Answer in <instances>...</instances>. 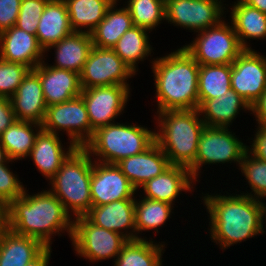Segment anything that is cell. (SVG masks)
Instances as JSON below:
<instances>
[{
	"label": "cell",
	"instance_id": "cell-9",
	"mask_svg": "<svg viewBox=\"0 0 266 266\" xmlns=\"http://www.w3.org/2000/svg\"><path fill=\"white\" fill-rule=\"evenodd\" d=\"M77 256L90 262L117 258L128 239L120 233L96 226L85 216L74 218L73 235L71 239Z\"/></svg>",
	"mask_w": 266,
	"mask_h": 266
},
{
	"label": "cell",
	"instance_id": "cell-37",
	"mask_svg": "<svg viewBox=\"0 0 266 266\" xmlns=\"http://www.w3.org/2000/svg\"><path fill=\"white\" fill-rule=\"evenodd\" d=\"M31 69L0 58V97L11 98Z\"/></svg>",
	"mask_w": 266,
	"mask_h": 266
},
{
	"label": "cell",
	"instance_id": "cell-4",
	"mask_svg": "<svg viewBox=\"0 0 266 266\" xmlns=\"http://www.w3.org/2000/svg\"><path fill=\"white\" fill-rule=\"evenodd\" d=\"M156 114L155 142L171 165L189 168L195 162L199 138L205 127L199 110L162 111Z\"/></svg>",
	"mask_w": 266,
	"mask_h": 266
},
{
	"label": "cell",
	"instance_id": "cell-12",
	"mask_svg": "<svg viewBox=\"0 0 266 266\" xmlns=\"http://www.w3.org/2000/svg\"><path fill=\"white\" fill-rule=\"evenodd\" d=\"M135 75L113 49L93 46L79 76L81 88L89 89L111 85L129 86L127 80Z\"/></svg>",
	"mask_w": 266,
	"mask_h": 266
},
{
	"label": "cell",
	"instance_id": "cell-16",
	"mask_svg": "<svg viewBox=\"0 0 266 266\" xmlns=\"http://www.w3.org/2000/svg\"><path fill=\"white\" fill-rule=\"evenodd\" d=\"M45 56L47 55L38 44L36 35L28 34L15 25L0 33L2 60L20 63L33 70L46 60Z\"/></svg>",
	"mask_w": 266,
	"mask_h": 266
},
{
	"label": "cell",
	"instance_id": "cell-41",
	"mask_svg": "<svg viewBox=\"0 0 266 266\" xmlns=\"http://www.w3.org/2000/svg\"><path fill=\"white\" fill-rule=\"evenodd\" d=\"M254 138H251L250 147L247 146V151L254 157L266 162V127L257 125Z\"/></svg>",
	"mask_w": 266,
	"mask_h": 266
},
{
	"label": "cell",
	"instance_id": "cell-34",
	"mask_svg": "<svg viewBox=\"0 0 266 266\" xmlns=\"http://www.w3.org/2000/svg\"><path fill=\"white\" fill-rule=\"evenodd\" d=\"M231 64L200 65L198 73L199 107L231 89Z\"/></svg>",
	"mask_w": 266,
	"mask_h": 266
},
{
	"label": "cell",
	"instance_id": "cell-19",
	"mask_svg": "<svg viewBox=\"0 0 266 266\" xmlns=\"http://www.w3.org/2000/svg\"><path fill=\"white\" fill-rule=\"evenodd\" d=\"M34 70L39 74L47 107L81 95L82 88L78 73L51 67L45 60Z\"/></svg>",
	"mask_w": 266,
	"mask_h": 266
},
{
	"label": "cell",
	"instance_id": "cell-40",
	"mask_svg": "<svg viewBox=\"0 0 266 266\" xmlns=\"http://www.w3.org/2000/svg\"><path fill=\"white\" fill-rule=\"evenodd\" d=\"M22 0H0V33L16 24Z\"/></svg>",
	"mask_w": 266,
	"mask_h": 266
},
{
	"label": "cell",
	"instance_id": "cell-30",
	"mask_svg": "<svg viewBox=\"0 0 266 266\" xmlns=\"http://www.w3.org/2000/svg\"><path fill=\"white\" fill-rule=\"evenodd\" d=\"M153 239L128 240L114 261V266H162L165 242Z\"/></svg>",
	"mask_w": 266,
	"mask_h": 266
},
{
	"label": "cell",
	"instance_id": "cell-26",
	"mask_svg": "<svg viewBox=\"0 0 266 266\" xmlns=\"http://www.w3.org/2000/svg\"><path fill=\"white\" fill-rule=\"evenodd\" d=\"M47 247L39 240L7 230L0 243V266H26Z\"/></svg>",
	"mask_w": 266,
	"mask_h": 266
},
{
	"label": "cell",
	"instance_id": "cell-2",
	"mask_svg": "<svg viewBox=\"0 0 266 266\" xmlns=\"http://www.w3.org/2000/svg\"><path fill=\"white\" fill-rule=\"evenodd\" d=\"M24 194L7 207L8 229L16 234L29 236L51 248L52 236L67 232L73 235L74 218L65 210L62 202L50 191ZM61 232V233H60Z\"/></svg>",
	"mask_w": 266,
	"mask_h": 266
},
{
	"label": "cell",
	"instance_id": "cell-23",
	"mask_svg": "<svg viewBox=\"0 0 266 266\" xmlns=\"http://www.w3.org/2000/svg\"><path fill=\"white\" fill-rule=\"evenodd\" d=\"M72 32L65 1L49 0L39 19L36 32L40 47L45 52Z\"/></svg>",
	"mask_w": 266,
	"mask_h": 266
},
{
	"label": "cell",
	"instance_id": "cell-42",
	"mask_svg": "<svg viewBox=\"0 0 266 266\" xmlns=\"http://www.w3.org/2000/svg\"><path fill=\"white\" fill-rule=\"evenodd\" d=\"M16 120L10 98L0 97V135Z\"/></svg>",
	"mask_w": 266,
	"mask_h": 266
},
{
	"label": "cell",
	"instance_id": "cell-1",
	"mask_svg": "<svg viewBox=\"0 0 266 266\" xmlns=\"http://www.w3.org/2000/svg\"><path fill=\"white\" fill-rule=\"evenodd\" d=\"M201 197L210 229V239L221 250L264 234L260 200L243 194H203Z\"/></svg>",
	"mask_w": 266,
	"mask_h": 266
},
{
	"label": "cell",
	"instance_id": "cell-45",
	"mask_svg": "<svg viewBox=\"0 0 266 266\" xmlns=\"http://www.w3.org/2000/svg\"><path fill=\"white\" fill-rule=\"evenodd\" d=\"M8 230V215L6 207L0 206V243L3 234Z\"/></svg>",
	"mask_w": 266,
	"mask_h": 266
},
{
	"label": "cell",
	"instance_id": "cell-24",
	"mask_svg": "<svg viewBox=\"0 0 266 266\" xmlns=\"http://www.w3.org/2000/svg\"><path fill=\"white\" fill-rule=\"evenodd\" d=\"M92 47L90 33L73 31L58 43L50 46L45 54L54 49L55 63L49 66L73 71L80 75Z\"/></svg>",
	"mask_w": 266,
	"mask_h": 266
},
{
	"label": "cell",
	"instance_id": "cell-31",
	"mask_svg": "<svg viewBox=\"0 0 266 266\" xmlns=\"http://www.w3.org/2000/svg\"><path fill=\"white\" fill-rule=\"evenodd\" d=\"M73 31L91 33L116 0H64ZM84 28V30H83Z\"/></svg>",
	"mask_w": 266,
	"mask_h": 266
},
{
	"label": "cell",
	"instance_id": "cell-15",
	"mask_svg": "<svg viewBox=\"0 0 266 266\" xmlns=\"http://www.w3.org/2000/svg\"><path fill=\"white\" fill-rule=\"evenodd\" d=\"M90 192L92 206H102L123 199H135L137 190L116 164L93 160Z\"/></svg>",
	"mask_w": 266,
	"mask_h": 266
},
{
	"label": "cell",
	"instance_id": "cell-43",
	"mask_svg": "<svg viewBox=\"0 0 266 266\" xmlns=\"http://www.w3.org/2000/svg\"><path fill=\"white\" fill-rule=\"evenodd\" d=\"M251 114L255 117L258 125L266 127V90L261 97L251 106Z\"/></svg>",
	"mask_w": 266,
	"mask_h": 266
},
{
	"label": "cell",
	"instance_id": "cell-32",
	"mask_svg": "<svg viewBox=\"0 0 266 266\" xmlns=\"http://www.w3.org/2000/svg\"><path fill=\"white\" fill-rule=\"evenodd\" d=\"M149 30L133 26L127 30L112 48L115 53L138 74V64L144 61L146 57L151 56L153 50L149 42Z\"/></svg>",
	"mask_w": 266,
	"mask_h": 266
},
{
	"label": "cell",
	"instance_id": "cell-38",
	"mask_svg": "<svg viewBox=\"0 0 266 266\" xmlns=\"http://www.w3.org/2000/svg\"><path fill=\"white\" fill-rule=\"evenodd\" d=\"M7 164L9 163L0 164V206L3 207L20 198L27 189Z\"/></svg>",
	"mask_w": 266,
	"mask_h": 266
},
{
	"label": "cell",
	"instance_id": "cell-5",
	"mask_svg": "<svg viewBox=\"0 0 266 266\" xmlns=\"http://www.w3.org/2000/svg\"><path fill=\"white\" fill-rule=\"evenodd\" d=\"M92 166L93 158L87 150L84 147H76L49 181V190L74 218L84 216L92 207Z\"/></svg>",
	"mask_w": 266,
	"mask_h": 266
},
{
	"label": "cell",
	"instance_id": "cell-47",
	"mask_svg": "<svg viewBox=\"0 0 266 266\" xmlns=\"http://www.w3.org/2000/svg\"><path fill=\"white\" fill-rule=\"evenodd\" d=\"M10 162L12 164V162L14 161L9 159L7 152L5 151L2 144L0 143V164L10 163Z\"/></svg>",
	"mask_w": 266,
	"mask_h": 266
},
{
	"label": "cell",
	"instance_id": "cell-17",
	"mask_svg": "<svg viewBox=\"0 0 266 266\" xmlns=\"http://www.w3.org/2000/svg\"><path fill=\"white\" fill-rule=\"evenodd\" d=\"M84 216L96 226L120 233L128 240H136L135 199L92 206Z\"/></svg>",
	"mask_w": 266,
	"mask_h": 266
},
{
	"label": "cell",
	"instance_id": "cell-11",
	"mask_svg": "<svg viewBox=\"0 0 266 266\" xmlns=\"http://www.w3.org/2000/svg\"><path fill=\"white\" fill-rule=\"evenodd\" d=\"M223 0H165V20L192 32L219 24L227 10ZM224 6V7H223Z\"/></svg>",
	"mask_w": 266,
	"mask_h": 266
},
{
	"label": "cell",
	"instance_id": "cell-28",
	"mask_svg": "<svg viewBox=\"0 0 266 266\" xmlns=\"http://www.w3.org/2000/svg\"><path fill=\"white\" fill-rule=\"evenodd\" d=\"M118 1L113 2L104 19L90 33L93 46L112 49L120 37L134 26L129 10L126 7L117 8Z\"/></svg>",
	"mask_w": 266,
	"mask_h": 266
},
{
	"label": "cell",
	"instance_id": "cell-13",
	"mask_svg": "<svg viewBox=\"0 0 266 266\" xmlns=\"http://www.w3.org/2000/svg\"><path fill=\"white\" fill-rule=\"evenodd\" d=\"M130 86L111 85L82 89L91 129L115 123L118 115L124 113L130 97Z\"/></svg>",
	"mask_w": 266,
	"mask_h": 266
},
{
	"label": "cell",
	"instance_id": "cell-36",
	"mask_svg": "<svg viewBox=\"0 0 266 266\" xmlns=\"http://www.w3.org/2000/svg\"><path fill=\"white\" fill-rule=\"evenodd\" d=\"M239 170L244 175L248 183L250 193L243 192L240 194L248 195L258 200L266 198V162L252 156L248 151L244 154Z\"/></svg>",
	"mask_w": 266,
	"mask_h": 266
},
{
	"label": "cell",
	"instance_id": "cell-29",
	"mask_svg": "<svg viewBox=\"0 0 266 266\" xmlns=\"http://www.w3.org/2000/svg\"><path fill=\"white\" fill-rule=\"evenodd\" d=\"M42 125L22 120H15L0 135V143L12 161H19L29 156Z\"/></svg>",
	"mask_w": 266,
	"mask_h": 266
},
{
	"label": "cell",
	"instance_id": "cell-22",
	"mask_svg": "<svg viewBox=\"0 0 266 266\" xmlns=\"http://www.w3.org/2000/svg\"><path fill=\"white\" fill-rule=\"evenodd\" d=\"M67 151L59 135L41 130L28 157L33 160L38 171L50 180L60 169L62 162L70 155L76 146L68 142Z\"/></svg>",
	"mask_w": 266,
	"mask_h": 266
},
{
	"label": "cell",
	"instance_id": "cell-48",
	"mask_svg": "<svg viewBox=\"0 0 266 266\" xmlns=\"http://www.w3.org/2000/svg\"><path fill=\"white\" fill-rule=\"evenodd\" d=\"M260 202H261V205H262V219H263V231H264V223H265L264 221L266 220V203L264 202V199L260 200Z\"/></svg>",
	"mask_w": 266,
	"mask_h": 266
},
{
	"label": "cell",
	"instance_id": "cell-7",
	"mask_svg": "<svg viewBox=\"0 0 266 266\" xmlns=\"http://www.w3.org/2000/svg\"><path fill=\"white\" fill-rule=\"evenodd\" d=\"M225 19L219 24L197 32V37L182 47L199 65L232 64L245 50L235 30Z\"/></svg>",
	"mask_w": 266,
	"mask_h": 266
},
{
	"label": "cell",
	"instance_id": "cell-46",
	"mask_svg": "<svg viewBox=\"0 0 266 266\" xmlns=\"http://www.w3.org/2000/svg\"><path fill=\"white\" fill-rule=\"evenodd\" d=\"M241 1L266 14V0H241Z\"/></svg>",
	"mask_w": 266,
	"mask_h": 266
},
{
	"label": "cell",
	"instance_id": "cell-27",
	"mask_svg": "<svg viewBox=\"0 0 266 266\" xmlns=\"http://www.w3.org/2000/svg\"><path fill=\"white\" fill-rule=\"evenodd\" d=\"M230 23L244 49H252L249 39L266 40V14L241 0H236L230 8ZM249 44V45H248Z\"/></svg>",
	"mask_w": 266,
	"mask_h": 266
},
{
	"label": "cell",
	"instance_id": "cell-18",
	"mask_svg": "<svg viewBox=\"0 0 266 266\" xmlns=\"http://www.w3.org/2000/svg\"><path fill=\"white\" fill-rule=\"evenodd\" d=\"M116 165L137 190L171 166L168 157L154 142L144 152L120 160Z\"/></svg>",
	"mask_w": 266,
	"mask_h": 266
},
{
	"label": "cell",
	"instance_id": "cell-44",
	"mask_svg": "<svg viewBox=\"0 0 266 266\" xmlns=\"http://www.w3.org/2000/svg\"><path fill=\"white\" fill-rule=\"evenodd\" d=\"M51 249L47 248L38 258H36L31 263L27 264L26 266H49V261L51 258Z\"/></svg>",
	"mask_w": 266,
	"mask_h": 266
},
{
	"label": "cell",
	"instance_id": "cell-33",
	"mask_svg": "<svg viewBox=\"0 0 266 266\" xmlns=\"http://www.w3.org/2000/svg\"><path fill=\"white\" fill-rule=\"evenodd\" d=\"M142 199L135 198V228H136V240L146 239L139 234L143 231L155 230L157 232L160 226L165 225L166 221L171 218V214L174 213V205L167 202L156 201L144 197ZM141 232V233H140Z\"/></svg>",
	"mask_w": 266,
	"mask_h": 266
},
{
	"label": "cell",
	"instance_id": "cell-3",
	"mask_svg": "<svg viewBox=\"0 0 266 266\" xmlns=\"http://www.w3.org/2000/svg\"><path fill=\"white\" fill-rule=\"evenodd\" d=\"M157 112L199 108V63L180 47L151 61Z\"/></svg>",
	"mask_w": 266,
	"mask_h": 266
},
{
	"label": "cell",
	"instance_id": "cell-6",
	"mask_svg": "<svg viewBox=\"0 0 266 266\" xmlns=\"http://www.w3.org/2000/svg\"><path fill=\"white\" fill-rule=\"evenodd\" d=\"M154 142L155 129L115 122L98 128L84 148L91 157H95L94 161L116 164L124 158L144 152Z\"/></svg>",
	"mask_w": 266,
	"mask_h": 266
},
{
	"label": "cell",
	"instance_id": "cell-25",
	"mask_svg": "<svg viewBox=\"0 0 266 266\" xmlns=\"http://www.w3.org/2000/svg\"><path fill=\"white\" fill-rule=\"evenodd\" d=\"M198 110L205 126L229 128L241 110L250 112L251 107L231 88L218 98L206 100Z\"/></svg>",
	"mask_w": 266,
	"mask_h": 266
},
{
	"label": "cell",
	"instance_id": "cell-39",
	"mask_svg": "<svg viewBox=\"0 0 266 266\" xmlns=\"http://www.w3.org/2000/svg\"><path fill=\"white\" fill-rule=\"evenodd\" d=\"M49 0H22L15 26L36 35L39 19Z\"/></svg>",
	"mask_w": 266,
	"mask_h": 266
},
{
	"label": "cell",
	"instance_id": "cell-35",
	"mask_svg": "<svg viewBox=\"0 0 266 266\" xmlns=\"http://www.w3.org/2000/svg\"><path fill=\"white\" fill-rule=\"evenodd\" d=\"M133 25L152 30L165 20V0H127Z\"/></svg>",
	"mask_w": 266,
	"mask_h": 266
},
{
	"label": "cell",
	"instance_id": "cell-8",
	"mask_svg": "<svg viewBox=\"0 0 266 266\" xmlns=\"http://www.w3.org/2000/svg\"><path fill=\"white\" fill-rule=\"evenodd\" d=\"M247 146L229 128L205 126L199 138L195 162L188 168L192 178L199 182L197 179L201 176V168L207 164L233 162L240 167Z\"/></svg>",
	"mask_w": 266,
	"mask_h": 266
},
{
	"label": "cell",
	"instance_id": "cell-14",
	"mask_svg": "<svg viewBox=\"0 0 266 266\" xmlns=\"http://www.w3.org/2000/svg\"><path fill=\"white\" fill-rule=\"evenodd\" d=\"M231 65V88L251 107L266 90V56L245 49Z\"/></svg>",
	"mask_w": 266,
	"mask_h": 266
},
{
	"label": "cell",
	"instance_id": "cell-10",
	"mask_svg": "<svg viewBox=\"0 0 266 266\" xmlns=\"http://www.w3.org/2000/svg\"><path fill=\"white\" fill-rule=\"evenodd\" d=\"M42 129L57 135L60 131H66L68 140L76 147H84L94 135L81 95L60 104L48 106Z\"/></svg>",
	"mask_w": 266,
	"mask_h": 266
},
{
	"label": "cell",
	"instance_id": "cell-21",
	"mask_svg": "<svg viewBox=\"0 0 266 266\" xmlns=\"http://www.w3.org/2000/svg\"><path fill=\"white\" fill-rule=\"evenodd\" d=\"M196 185L187 167L171 165L161 175L147 181L140 188H143L144 198L175 204L179 194L192 192ZM174 202V203H173Z\"/></svg>",
	"mask_w": 266,
	"mask_h": 266
},
{
	"label": "cell",
	"instance_id": "cell-20",
	"mask_svg": "<svg viewBox=\"0 0 266 266\" xmlns=\"http://www.w3.org/2000/svg\"><path fill=\"white\" fill-rule=\"evenodd\" d=\"M10 101L16 120L43 124L47 105L39 74L34 69L30 70L23 78Z\"/></svg>",
	"mask_w": 266,
	"mask_h": 266
}]
</instances>
